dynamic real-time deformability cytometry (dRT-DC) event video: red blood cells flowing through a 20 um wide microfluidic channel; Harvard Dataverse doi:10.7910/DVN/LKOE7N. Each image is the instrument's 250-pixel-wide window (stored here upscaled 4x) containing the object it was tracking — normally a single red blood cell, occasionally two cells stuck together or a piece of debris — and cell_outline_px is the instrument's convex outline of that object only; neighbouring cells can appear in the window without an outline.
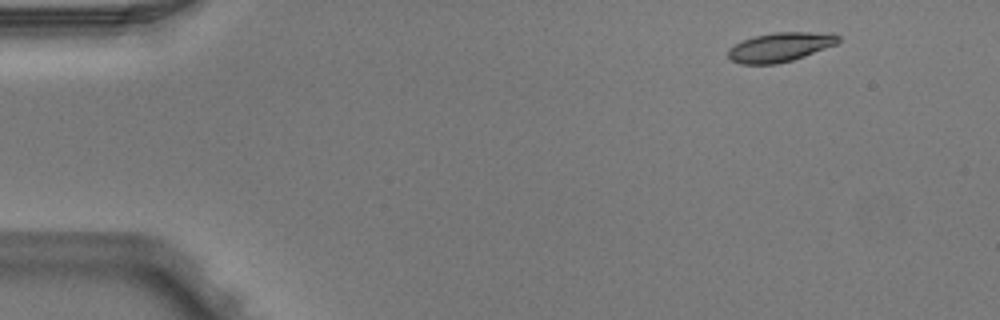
{"species": "Egyptian fruit bat (a non-hibernating species)", "species_latin": "Rousettus aegyptiacus", "temperature_condition": "warm", "stored_images_in_passage": 3, "camera_frame_rate_fps": 3000, "um_per_image_px": 0.085, "animal": {"sex": "male"}, "frame": {"image": 1, "passage_image": 1, "time_ms": 0.0, "image_size_px": [1000, 320], "cell_outline_px": [[840, 40], [836, 44], [804, 56], [792, 60], [776, 64], [740, 64], [732, 60], [728, 56], [728, 48], [744, 40], [756, 36], [776, 32], [832, 32], [840, 36]], "centroid_in_image_um": [66.34, 3.99], "position_along_channel_um": 18.7, "area_um2": 18.67}}
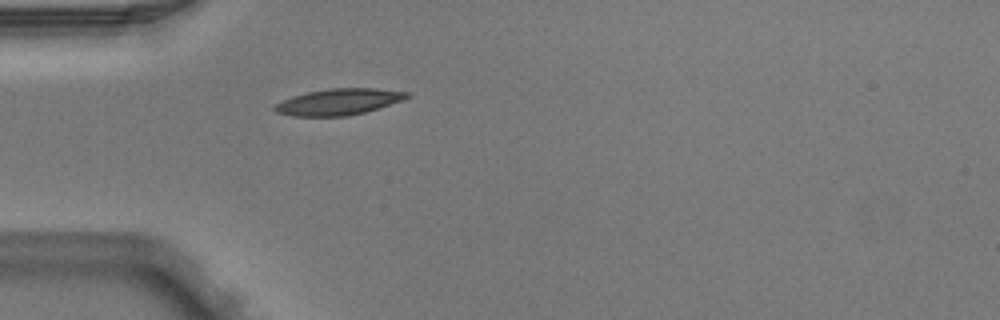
{"frame": {"image": 2, "passage_image": 3, "time_ms": 0.667, "image_size_px": [1000, 320], "cell_outline_px": [[412, 96], [404, 100], [364, 112], [348, 116], [292, 116], [276, 112], [272, 108], [276, 104], [292, 96], [308, 92], [328, 88], [376, 88], [412, 92]], "centroid_in_image_um": [28.84, 8.64], "position_along_channel_um": 56.2, "area_um2": 20.35}}